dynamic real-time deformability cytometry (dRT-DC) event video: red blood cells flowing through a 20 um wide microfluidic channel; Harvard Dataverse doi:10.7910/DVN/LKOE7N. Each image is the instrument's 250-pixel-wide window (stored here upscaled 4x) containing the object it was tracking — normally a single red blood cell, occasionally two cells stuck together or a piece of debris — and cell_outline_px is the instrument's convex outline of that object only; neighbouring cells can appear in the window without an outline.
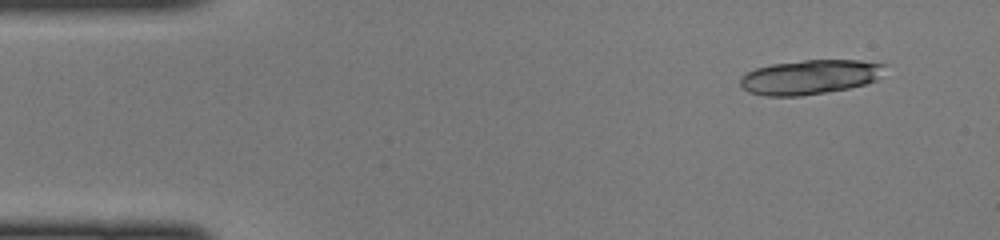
{"species": "common noctule bat (a hibernating species)", "species_latin": "Nyctalus noctula", "temperature_condition": "cold", "stored_images_in_passage": 15, "camera_frame_rate_fps": 3000, "um_per_image_px": 0.085, "animal": {"sex": "female", "body_mass_g": 22.0, "forearm_length_mm": 56.7}, "frame": {"image": 1, "passage_image": 4, "time_ms": 1.0, "image_size_px": [1000, 240], "cell_outline_px": [[888, 64], [876, 80], [864, 84], [848, 88], [828, 92], [800, 96], [764, 96], [748, 92], [740, 84], [740, 76], [756, 68], [772, 64], [804, 60], [860, 60]], "centroid_in_image_um": [68.84, 6.55], "position_along_channel_um": 16.2, "area_um2": 29.13}}